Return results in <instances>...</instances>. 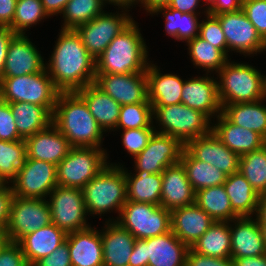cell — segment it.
<instances>
[{"mask_svg":"<svg viewBox=\"0 0 266 266\" xmlns=\"http://www.w3.org/2000/svg\"><path fill=\"white\" fill-rule=\"evenodd\" d=\"M45 68L60 92H75L93 84L96 62L75 29H59Z\"/></svg>","mask_w":266,"mask_h":266,"instance_id":"6da1fadb","label":"cell"},{"mask_svg":"<svg viewBox=\"0 0 266 266\" xmlns=\"http://www.w3.org/2000/svg\"><path fill=\"white\" fill-rule=\"evenodd\" d=\"M52 123L67 138L72 147L103 148L105 132L92 116L84 99L76 91L59 93Z\"/></svg>","mask_w":266,"mask_h":266,"instance_id":"7a4b0ae2","label":"cell"},{"mask_svg":"<svg viewBox=\"0 0 266 266\" xmlns=\"http://www.w3.org/2000/svg\"><path fill=\"white\" fill-rule=\"evenodd\" d=\"M140 31L135 20L123 29L95 60L96 73L146 72L151 60L148 58L149 48Z\"/></svg>","mask_w":266,"mask_h":266,"instance_id":"3957f363","label":"cell"},{"mask_svg":"<svg viewBox=\"0 0 266 266\" xmlns=\"http://www.w3.org/2000/svg\"><path fill=\"white\" fill-rule=\"evenodd\" d=\"M82 191L88 217H101L113 211L119 216L127 201L124 164L108 163Z\"/></svg>","mask_w":266,"mask_h":266,"instance_id":"277c9868","label":"cell"},{"mask_svg":"<svg viewBox=\"0 0 266 266\" xmlns=\"http://www.w3.org/2000/svg\"><path fill=\"white\" fill-rule=\"evenodd\" d=\"M230 60L216 74L221 106L263 99L261 70L245 62Z\"/></svg>","mask_w":266,"mask_h":266,"instance_id":"5b68a950","label":"cell"},{"mask_svg":"<svg viewBox=\"0 0 266 266\" xmlns=\"http://www.w3.org/2000/svg\"><path fill=\"white\" fill-rule=\"evenodd\" d=\"M152 107L155 131L177 138L184 146L211 132L212 121L204 113L185 104Z\"/></svg>","mask_w":266,"mask_h":266,"instance_id":"8992f818","label":"cell"},{"mask_svg":"<svg viewBox=\"0 0 266 266\" xmlns=\"http://www.w3.org/2000/svg\"><path fill=\"white\" fill-rule=\"evenodd\" d=\"M59 93L46 68L39 73L0 80V99L3 101L29 102L46 107L52 114Z\"/></svg>","mask_w":266,"mask_h":266,"instance_id":"52a82bcc","label":"cell"},{"mask_svg":"<svg viewBox=\"0 0 266 266\" xmlns=\"http://www.w3.org/2000/svg\"><path fill=\"white\" fill-rule=\"evenodd\" d=\"M104 148L72 147L57 165V184L82 189L110 163Z\"/></svg>","mask_w":266,"mask_h":266,"instance_id":"ba28073f","label":"cell"},{"mask_svg":"<svg viewBox=\"0 0 266 266\" xmlns=\"http://www.w3.org/2000/svg\"><path fill=\"white\" fill-rule=\"evenodd\" d=\"M106 221H116L136 239H147L171 230V211L161 205L126 201L119 216Z\"/></svg>","mask_w":266,"mask_h":266,"instance_id":"9c48e42d","label":"cell"},{"mask_svg":"<svg viewBox=\"0 0 266 266\" xmlns=\"http://www.w3.org/2000/svg\"><path fill=\"white\" fill-rule=\"evenodd\" d=\"M115 9H118L116 13L105 10L93 20L75 28L83 45L95 60L108 47L109 43L134 20L129 13L131 10ZM119 10L121 11L119 12Z\"/></svg>","mask_w":266,"mask_h":266,"instance_id":"30bf717a","label":"cell"},{"mask_svg":"<svg viewBox=\"0 0 266 266\" xmlns=\"http://www.w3.org/2000/svg\"><path fill=\"white\" fill-rule=\"evenodd\" d=\"M48 197L52 224L59 229L68 234L91 226L82 189L57 185Z\"/></svg>","mask_w":266,"mask_h":266,"instance_id":"8fae6325","label":"cell"},{"mask_svg":"<svg viewBox=\"0 0 266 266\" xmlns=\"http://www.w3.org/2000/svg\"><path fill=\"white\" fill-rule=\"evenodd\" d=\"M52 223L51 210L46 199L13 196L6 227L8 241L19 242L24 236Z\"/></svg>","mask_w":266,"mask_h":266,"instance_id":"7c38bea8","label":"cell"},{"mask_svg":"<svg viewBox=\"0 0 266 266\" xmlns=\"http://www.w3.org/2000/svg\"><path fill=\"white\" fill-rule=\"evenodd\" d=\"M57 166L42 160L26 157L17 177L10 183L13 194L23 198L47 199L58 185Z\"/></svg>","mask_w":266,"mask_h":266,"instance_id":"4fadbf2b","label":"cell"},{"mask_svg":"<svg viewBox=\"0 0 266 266\" xmlns=\"http://www.w3.org/2000/svg\"><path fill=\"white\" fill-rule=\"evenodd\" d=\"M226 38L228 52L247 56L264 53L265 40L257 32L242 9L215 15Z\"/></svg>","mask_w":266,"mask_h":266,"instance_id":"5bb4252c","label":"cell"},{"mask_svg":"<svg viewBox=\"0 0 266 266\" xmlns=\"http://www.w3.org/2000/svg\"><path fill=\"white\" fill-rule=\"evenodd\" d=\"M184 148L177 138L155 131L147 146L134 157V170L162 173L168 166L180 162Z\"/></svg>","mask_w":266,"mask_h":266,"instance_id":"9a60e30c","label":"cell"},{"mask_svg":"<svg viewBox=\"0 0 266 266\" xmlns=\"http://www.w3.org/2000/svg\"><path fill=\"white\" fill-rule=\"evenodd\" d=\"M94 84L121 106L149 102L146 72L96 73Z\"/></svg>","mask_w":266,"mask_h":266,"instance_id":"2e32d148","label":"cell"},{"mask_svg":"<svg viewBox=\"0 0 266 266\" xmlns=\"http://www.w3.org/2000/svg\"><path fill=\"white\" fill-rule=\"evenodd\" d=\"M27 34H15L8 46L2 74L4 77H16L42 72L45 69L44 56L28 38Z\"/></svg>","mask_w":266,"mask_h":266,"instance_id":"e0dca14e","label":"cell"},{"mask_svg":"<svg viewBox=\"0 0 266 266\" xmlns=\"http://www.w3.org/2000/svg\"><path fill=\"white\" fill-rule=\"evenodd\" d=\"M212 76L206 73L203 76L188 78L184 81L181 94L182 104L204 113L211 121L222 113L218 80L214 74Z\"/></svg>","mask_w":266,"mask_h":266,"instance_id":"ac0fdd59","label":"cell"},{"mask_svg":"<svg viewBox=\"0 0 266 266\" xmlns=\"http://www.w3.org/2000/svg\"><path fill=\"white\" fill-rule=\"evenodd\" d=\"M185 149L196 160L215 166L227 176L239 171L241 156L225 146L212 131L189 141Z\"/></svg>","mask_w":266,"mask_h":266,"instance_id":"d6986e66","label":"cell"},{"mask_svg":"<svg viewBox=\"0 0 266 266\" xmlns=\"http://www.w3.org/2000/svg\"><path fill=\"white\" fill-rule=\"evenodd\" d=\"M231 258L266 255L262 230L255 216L237 217L229 222Z\"/></svg>","mask_w":266,"mask_h":266,"instance_id":"ffe728a7","label":"cell"},{"mask_svg":"<svg viewBox=\"0 0 266 266\" xmlns=\"http://www.w3.org/2000/svg\"><path fill=\"white\" fill-rule=\"evenodd\" d=\"M25 142L27 158L50 162L56 166L72 148L67 138L53 123L26 138Z\"/></svg>","mask_w":266,"mask_h":266,"instance_id":"44dd1931","label":"cell"},{"mask_svg":"<svg viewBox=\"0 0 266 266\" xmlns=\"http://www.w3.org/2000/svg\"><path fill=\"white\" fill-rule=\"evenodd\" d=\"M161 176V206L172 211L195 204V191L181 162L168 166Z\"/></svg>","mask_w":266,"mask_h":266,"instance_id":"7402d4cb","label":"cell"},{"mask_svg":"<svg viewBox=\"0 0 266 266\" xmlns=\"http://www.w3.org/2000/svg\"><path fill=\"white\" fill-rule=\"evenodd\" d=\"M72 266H103L101 230L88 227L67 234Z\"/></svg>","mask_w":266,"mask_h":266,"instance_id":"603a6c76","label":"cell"},{"mask_svg":"<svg viewBox=\"0 0 266 266\" xmlns=\"http://www.w3.org/2000/svg\"><path fill=\"white\" fill-rule=\"evenodd\" d=\"M103 266H128L136 238L116 221H105L101 228Z\"/></svg>","mask_w":266,"mask_h":266,"instance_id":"cb8c5ba5","label":"cell"},{"mask_svg":"<svg viewBox=\"0 0 266 266\" xmlns=\"http://www.w3.org/2000/svg\"><path fill=\"white\" fill-rule=\"evenodd\" d=\"M145 240L148 266H186V257L190 249L171 230Z\"/></svg>","mask_w":266,"mask_h":266,"instance_id":"d4e9b609","label":"cell"},{"mask_svg":"<svg viewBox=\"0 0 266 266\" xmlns=\"http://www.w3.org/2000/svg\"><path fill=\"white\" fill-rule=\"evenodd\" d=\"M156 64V65H155ZM151 61L146 68L148 100L152 106H167L181 103L185 79L173 73H161L160 66Z\"/></svg>","mask_w":266,"mask_h":266,"instance_id":"484cf974","label":"cell"},{"mask_svg":"<svg viewBox=\"0 0 266 266\" xmlns=\"http://www.w3.org/2000/svg\"><path fill=\"white\" fill-rule=\"evenodd\" d=\"M213 222L212 217L196 204L171 211V231L189 248Z\"/></svg>","mask_w":266,"mask_h":266,"instance_id":"4316f807","label":"cell"},{"mask_svg":"<svg viewBox=\"0 0 266 266\" xmlns=\"http://www.w3.org/2000/svg\"><path fill=\"white\" fill-rule=\"evenodd\" d=\"M211 131L225 146L240 156L266 144L260 134L231 123L222 113L213 120Z\"/></svg>","mask_w":266,"mask_h":266,"instance_id":"83f0119b","label":"cell"},{"mask_svg":"<svg viewBox=\"0 0 266 266\" xmlns=\"http://www.w3.org/2000/svg\"><path fill=\"white\" fill-rule=\"evenodd\" d=\"M85 101L92 116L105 132H115L121 105L94 83L76 91Z\"/></svg>","mask_w":266,"mask_h":266,"instance_id":"f1b7e54d","label":"cell"},{"mask_svg":"<svg viewBox=\"0 0 266 266\" xmlns=\"http://www.w3.org/2000/svg\"><path fill=\"white\" fill-rule=\"evenodd\" d=\"M66 237L65 231L50 223L24 236L18 243L29 266H33L64 243Z\"/></svg>","mask_w":266,"mask_h":266,"instance_id":"f546056e","label":"cell"},{"mask_svg":"<svg viewBox=\"0 0 266 266\" xmlns=\"http://www.w3.org/2000/svg\"><path fill=\"white\" fill-rule=\"evenodd\" d=\"M135 172V173H134ZM129 172L125 167L127 201L160 205L161 202V173L148 171Z\"/></svg>","mask_w":266,"mask_h":266,"instance_id":"4dcf8cb0","label":"cell"},{"mask_svg":"<svg viewBox=\"0 0 266 266\" xmlns=\"http://www.w3.org/2000/svg\"><path fill=\"white\" fill-rule=\"evenodd\" d=\"M265 100L222 105V114L233 124L250 129L266 140Z\"/></svg>","mask_w":266,"mask_h":266,"instance_id":"1f68e13d","label":"cell"},{"mask_svg":"<svg viewBox=\"0 0 266 266\" xmlns=\"http://www.w3.org/2000/svg\"><path fill=\"white\" fill-rule=\"evenodd\" d=\"M223 185L239 217L256 215L260 195L239 171L227 176Z\"/></svg>","mask_w":266,"mask_h":266,"instance_id":"d6a6232c","label":"cell"},{"mask_svg":"<svg viewBox=\"0 0 266 266\" xmlns=\"http://www.w3.org/2000/svg\"><path fill=\"white\" fill-rule=\"evenodd\" d=\"M9 104L18 134L24 140L52 123L53 114L46 107L29 102Z\"/></svg>","mask_w":266,"mask_h":266,"instance_id":"836d02e7","label":"cell"},{"mask_svg":"<svg viewBox=\"0 0 266 266\" xmlns=\"http://www.w3.org/2000/svg\"><path fill=\"white\" fill-rule=\"evenodd\" d=\"M231 232L229 222L214 221L209 229L191 246V250L201 255L230 258Z\"/></svg>","mask_w":266,"mask_h":266,"instance_id":"e575fe53","label":"cell"},{"mask_svg":"<svg viewBox=\"0 0 266 266\" xmlns=\"http://www.w3.org/2000/svg\"><path fill=\"white\" fill-rule=\"evenodd\" d=\"M165 18L166 35L174 38L176 41L187 42L199 34L200 22L199 14L182 13L169 6L158 7L151 13V16L160 15Z\"/></svg>","mask_w":266,"mask_h":266,"instance_id":"d590c367","label":"cell"},{"mask_svg":"<svg viewBox=\"0 0 266 266\" xmlns=\"http://www.w3.org/2000/svg\"><path fill=\"white\" fill-rule=\"evenodd\" d=\"M180 162L184 166L187 178L195 192L223 185L226 181L227 175L224 172L209 163L196 160L185 148Z\"/></svg>","mask_w":266,"mask_h":266,"instance_id":"8d00e7d4","label":"cell"},{"mask_svg":"<svg viewBox=\"0 0 266 266\" xmlns=\"http://www.w3.org/2000/svg\"><path fill=\"white\" fill-rule=\"evenodd\" d=\"M195 204L214 221L230 222L239 217L231 208L224 185L208 187L195 192Z\"/></svg>","mask_w":266,"mask_h":266,"instance_id":"74e56055","label":"cell"},{"mask_svg":"<svg viewBox=\"0 0 266 266\" xmlns=\"http://www.w3.org/2000/svg\"><path fill=\"white\" fill-rule=\"evenodd\" d=\"M186 45L193 66L204 69L205 73L216 75L229 60L220 49L199 36L187 41Z\"/></svg>","mask_w":266,"mask_h":266,"instance_id":"f35d334b","label":"cell"},{"mask_svg":"<svg viewBox=\"0 0 266 266\" xmlns=\"http://www.w3.org/2000/svg\"><path fill=\"white\" fill-rule=\"evenodd\" d=\"M104 0H69L61 13V29H75L93 20L105 10Z\"/></svg>","mask_w":266,"mask_h":266,"instance_id":"ab89813d","label":"cell"},{"mask_svg":"<svg viewBox=\"0 0 266 266\" xmlns=\"http://www.w3.org/2000/svg\"><path fill=\"white\" fill-rule=\"evenodd\" d=\"M239 172L260 196L266 194V144L241 155Z\"/></svg>","mask_w":266,"mask_h":266,"instance_id":"60d3db41","label":"cell"},{"mask_svg":"<svg viewBox=\"0 0 266 266\" xmlns=\"http://www.w3.org/2000/svg\"><path fill=\"white\" fill-rule=\"evenodd\" d=\"M27 157L24 139L16 141L0 140V180L11 183Z\"/></svg>","mask_w":266,"mask_h":266,"instance_id":"b9f144b4","label":"cell"},{"mask_svg":"<svg viewBox=\"0 0 266 266\" xmlns=\"http://www.w3.org/2000/svg\"><path fill=\"white\" fill-rule=\"evenodd\" d=\"M50 18L45 12L42 0H17L15 15L9 28L15 34H26L28 28Z\"/></svg>","mask_w":266,"mask_h":266,"instance_id":"7bdbcfd3","label":"cell"},{"mask_svg":"<svg viewBox=\"0 0 266 266\" xmlns=\"http://www.w3.org/2000/svg\"><path fill=\"white\" fill-rule=\"evenodd\" d=\"M154 127L153 107L150 102L122 105L115 131Z\"/></svg>","mask_w":266,"mask_h":266,"instance_id":"ee69618b","label":"cell"},{"mask_svg":"<svg viewBox=\"0 0 266 266\" xmlns=\"http://www.w3.org/2000/svg\"><path fill=\"white\" fill-rule=\"evenodd\" d=\"M203 18L205 19H202L200 22L198 36L220 49L229 59H231L228 53L226 38L221 28L219 19L209 13H207Z\"/></svg>","mask_w":266,"mask_h":266,"instance_id":"f6af8a7d","label":"cell"},{"mask_svg":"<svg viewBox=\"0 0 266 266\" xmlns=\"http://www.w3.org/2000/svg\"><path fill=\"white\" fill-rule=\"evenodd\" d=\"M121 133V143L132 158L137 156L148 144L155 132L154 127L124 129Z\"/></svg>","mask_w":266,"mask_h":266,"instance_id":"bcb514c9","label":"cell"},{"mask_svg":"<svg viewBox=\"0 0 266 266\" xmlns=\"http://www.w3.org/2000/svg\"><path fill=\"white\" fill-rule=\"evenodd\" d=\"M242 10L260 36L266 40V0H244Z\"/></svg>","mask_w":266,"mask_h":266,"instance_id":"7dc6e473","label":"cell"},{"mask_svg":"<svg viewBox=\"0 0 266 266\" xmlns=\"http://www.w3.org/2000/svg\"><path fill=\"white\" fill-rule=\"evenodd\" d=\"M0 140H22L18 134L10 104L2 99H0Z\"/></svg>","mask_w":266,"mask_h":266,"instance_id":"c3c4849f","label":"cell"},{"mask_svg":"<svg viewBox=\"0 0 266 266\" xmlns=\"http://www.w3.org/2000/svg\"><path fill=\"white\" fill-rule=\"evenodd\" d=\"M0 266H29L18 242L7 240L1 247Z\"/></svg>","mask_w":266,"mask_h":266,"instance_id":"681fc988","label":"cell"},{"mask_svg":"<svg viewBox=\"0 0 266 266\" xmlns=\"http://www.w3.org/2000/svg\"><path fill=\"white\" fill-rule=\"evenodd\" d=\"M33 266H72L67 240L48 256L38 260Z\"/></svg>","mask_w":266,"mask_h":266,"instance_id":"f907efd6","label":"cell"},{"mask_svg":"<svg viewBox=\"0 0 266 266\" xmlns=\"http://www.w3.org/2000/svg\"><path fill=\"white\" fill-rule=\"evenodd\" d=\"M186 266H234V262L231 257H210L195 253L189 249L186 257Z\"/></svg>","mask_w":266,"mask_h":266,"instance_id":"816d5d0a","label":"cell"},{"mask_svg":"<svg viewBox=\"0 0 266 266\" xmlns=\"http://www.w3.org/2000/svg\"><path fill=\"white\" fill-rule=\"evenodd\" d=\"M13 196L14 194L9 183L0 185V229L2 230H6L9 221L10 206Z\"/></svg>","mask_w":266,"mask_h":266,"instance_id":"f5cc1de1","label":"cell"},{"mask_svg":"<svg viewBox=\"0 0 266 266\" xmlns=\"http://www.w3.org/2000/svg\"><path fill=\"white\" fill-rule=\"evenodd\" d=\"M201 0H171L169 3V7L175 10H178L182 13H193V14H203L204 16L208 13V10L205 7L201 12L202 9L200 6ZM199 8V10H198ZM204 11V12H203Z\"/></svg>","mask_w":266,"mask_h":266,"instance_id":"db71d44e","label":"cell"},{"mask_svg":"<svg viewBox=\"0 0 266 266\" xmlns=\"http://www.w3.org/2000/svg\"><path fill=\"white\" fill-rule=\"evenodd\" d=\"M15 33L8 26H0V80L4 70L7 49Z\"/></svg>","mask_w":266,"mask_h":266,"instance_id":"11a10c76","label":"cell"},{"mask_svg":"<svg viewBox=\"0 0 266 266\" xmlns=\"http://www.w3.org/2000/svg\"><path fill=\"white\" fill-rule=\"evenodd\" d=\"M149 259H146L145 240L136 239L129 257L128 266H148Z\"/></svg>","mask_w":266,"mask_h":266,"instance_id":"9f6ffc18","label":"cell"},{"mask_svg":"<svg viewBox=\"0 0 266 266\" xmlns=\"http://www.w3.org/2000/svg\"><path fill=\"white\" fill-rule=\"evenodd\" d=\"M243 2L244 0H217L208 13L215 16L221 13L235 12L242 9Z\"/></svg>","mask_w":266,"mask_h":266,"instance_id":"6f0895ef","label":"cell"},{"mask_svg":"<svg viewBox=\"0 0 266 266\" xmlns=\"http://www.w3.org/2000/svg\"><path fill=\"white\" fill-rule=\"evenodd\" d=\"M17 0H0V26H10L15 15Z\"/></svg>","mask_w":266,"mask_h":266,"instance_id":"680465c9","label":"cell"},{"mask_svg":"<svg viewBox=\"0 0 266 266\" xmlns=\"http://www.w3.org/2000/svg\"><path fill=\"white\" fill-rule=\"evenodd\" d=\"M69 0H42L45 12L51 18L52 16H61Z\"/></svg>","mask_w":266,"mask_h":266,"instance_id":"91938a15","label":"cell"},{"mask_svg":"<svg viewBox=\"0 0 266 266\" xmlns=\"http://www.w3.org/2000/svg\"><path fill=\"white\" fill-rule=\"evenodd\" d=\"M234 266H266V255L235 258Z\"/></svg>","mask_w":266,"mask_h":266,"instance_id":"94428289","label":"cell"},{"mask_svg":"<svg viewBox=\"0 0 266 266\" xmlns=\"http://www.w3.org/2000/svg\"><path fill=\"white\" fill-rule=\"evenodd\" d=\"M170 1L171 0H139L138 6H141L148 14H151L158 7L168 6Z\"/></svg>","mask_w":266,"mask_h":266,"instance_id":"6125c7cd","label":"cell"},{"mask_svg":"<svg viewBox=\"0 0 266 266\" xmlns=\"http://www.w3.org/2000/svg\"><path fill=\"white\" fill-rule=\"evenodd\" d=\"M255 217L259 223H266V194L261 195L259 198Z\"/></svg>","mask_w":266,"mask_h":266,"instance_id":"be15d7a7","label":"cell"},{"mask_svg":"<svg viewBox=\"0 0 266 266\" xmlns=\"http://www.w3.org/2000/svg\"><path fill=\"white\" fill-rule=\"evenodd\" d=\"M105 4L114 5L116 8L132 9L135 5H138L139 0H104Z\"/></svg>","mask_w":266,"mask_h":266,"instance_id":"e7e4bbea","label":"cell"},{"mask_svg":"<svg viewBox=\"0 0 266 266\" xmlns=\"http://www.w3.org/2000/svg\"><path fill=\"white\" fill-rule=\"evenodd\" d=\"M204 2L201 4L202 6H205V8L209 11L217 2V0H202Z\"/></svg>","mask_w":266,"mask_h":266,"instance_id":"03108f58","label":"cell"},{"mask_svg":"<svg viewBox=\"0 0 266 266\" xmlns=\"http://www.w3.org/2000/svg\"><path fill=\"white\" fill-rule=\"evenodd\" d=\"M7 242L5 230L0 229V249Z\"/></svg>","mask_w":266,"mask_h":266,"instance_id":"003e7915","label":"cell"},{"mask_svg":"<svg viewBox=\"0 0 266 266\" xmlns=\"http://www.w3.org/2000/svg\"><path fill=\"white\" fill-rule=\"evenodd\" d=\"M263 99L266 101V75L262 73Z\"/></svg>","mask_w":266,"mask_h":266,"instance_id":"a7ac6f4b","label":"cell"},{"mask_svg":"<svg viewBox=\"0 0 266 266\" xmlns=\"http://www.w3.org/2000/svg\"><path fill=\"white\" fill-rule=\"evenodd\" d=\"M259 225L262 230L263 239L266 245V223H259Z\"/></svg>","mask_w":266,"mask_h":266,"instance_id":"89a4df30","label":"cell"},{"mask_svg":"<svg viewBox=\"0 0 266 266\" xmlns=\"http://www.w3.org/2000/svg\"><path fill=\"white\" fill-rule=\"evenodd\" d=\"M263 51H266V40H265V44H264V49Z\"/></svg>","mask_w":266,"mask_h":266,"instance_id":"2644e50d","label":"cell"}]
</instances>
